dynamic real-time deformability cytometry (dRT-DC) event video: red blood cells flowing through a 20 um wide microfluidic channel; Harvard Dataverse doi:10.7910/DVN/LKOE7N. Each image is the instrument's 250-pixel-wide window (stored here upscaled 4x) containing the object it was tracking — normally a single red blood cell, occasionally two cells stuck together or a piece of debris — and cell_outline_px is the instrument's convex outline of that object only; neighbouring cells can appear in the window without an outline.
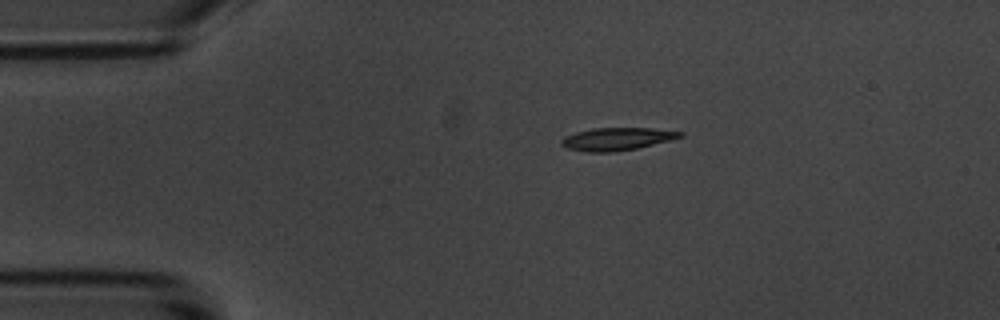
{"species": "common noctule bat (a hibernating species)", "species_latin": "Nyctalus noctula", "temperature_condition": "room temperature", "stored_images_in_passage": 13, "camera_frame_rate_fps": 3000, "um_per_image_px": 0.085, "animal": {"sex": "male", "body_mass_g": 20.1, "forearm_length_mm": 53.5}, "frame": {"image": 1, "passage_image": 1, "time_ms": 0.0, "image_size_px": [1000, 320], "cell_outline_px": [[684, 136], [636, 148], [612, 152], [588, 152], [568, 148], [560, 144], [560, 140], [564, 136], [576, 132], [592, 128], [648, 128], [684, 132]], "centroid_in_image_um": [52.38, 11.8], "position_along_channel_um": 32.6, "area_um2": 15.49}}
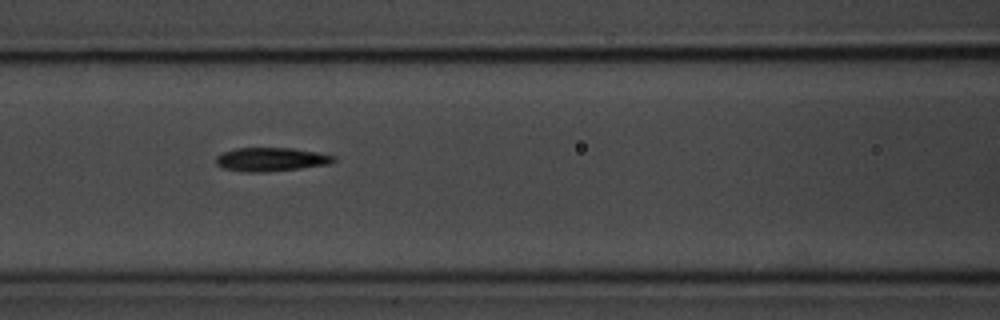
{"frame": {"image": 2, "passage_image": 5, "time_ms": 4.333, "image_size_px": [1000, 320], "cell_outline_px": [[336, 160], [328, 164], [300, 168], [268, 172], [248, 172], [224, 168], [216, 164], [216, 156], [224, 152], [236, 148], [292, 148], [320, 152], [336, 156]], "centroid_in_image_um": [23.07, 13.54], "position_along_channel_um": 143.5, "area_um2": 16.24}}
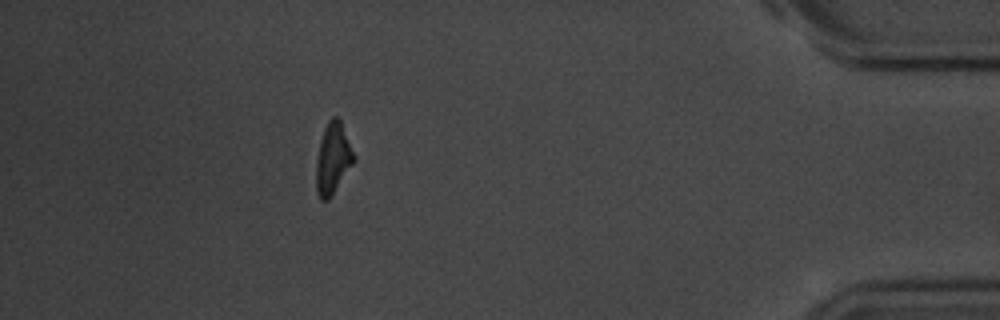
{"frame": {"image": 3, "passage_image": 12, "time_ms": 13.333, "image_size_px": [1000, 320], "cell_outline_px": [[356, 160], [328, 200], [320, 200], [316, 192], [316, 160], [320, 140], [324, 128], [328, 120], [332, 116], [336, 116], [340, 120], [356, 156]], "centroid_in_image_um": [28.29, 13.47], "position_along_channel_um": 406.9, "area_um2": 15.72}, "authors_computed_cell_mechanics": {"area_um2": 15.606, "velocity_mm_per_s": 3.5121, "shape_relaxation_time_tau1_ms": 4.0003, "shape_relaxation_time_tau2_ms": null, "deformation_change_tau1": 0.194, "deformation_change_tau2": null}}